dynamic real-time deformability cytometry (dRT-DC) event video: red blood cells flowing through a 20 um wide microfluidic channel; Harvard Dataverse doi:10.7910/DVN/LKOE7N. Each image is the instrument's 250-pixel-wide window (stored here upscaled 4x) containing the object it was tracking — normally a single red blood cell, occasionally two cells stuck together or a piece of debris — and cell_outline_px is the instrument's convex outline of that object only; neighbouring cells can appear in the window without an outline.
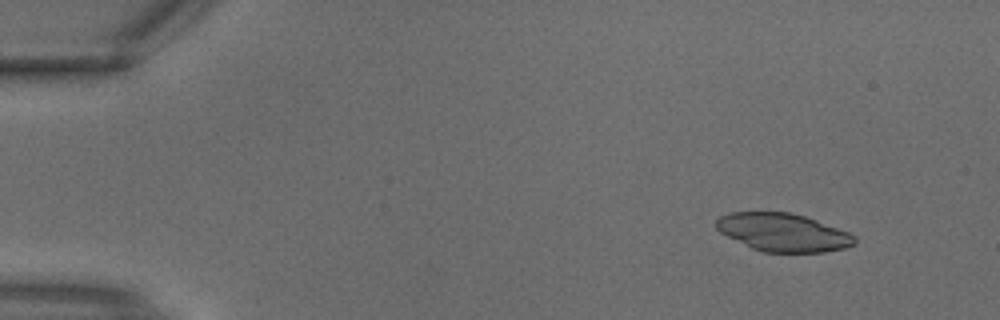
{"species": "common noctule bat (a hibernating species)", "species_latin": "Nyctalus noctula", "temperature_condition": "warm", "stored_images_in_passage": 4, "camera_frame_rate_fps": 3000, "um_per_image_px": 0.085, "animal": {"sex": "male", "body_mass_g": 18.8}, "frame": {"image": 1, "passage_image": 2, "time_ms": 0.333, "image_size_px": [1000, 320], "cell_outline_px": [[856, 244], [844, 248], [824, 252], [764, 252], [752, 248], [720, 232], [716, 228], [716, 220], [720, 216], [732, 212], [788, 212], [804, 216], [816, 220], [848, 232], [856, 236]], "centroid_in_image_um": [66.57, 19.75], "position_along_channel_um": 18.4, "area_um2": 30.46}}